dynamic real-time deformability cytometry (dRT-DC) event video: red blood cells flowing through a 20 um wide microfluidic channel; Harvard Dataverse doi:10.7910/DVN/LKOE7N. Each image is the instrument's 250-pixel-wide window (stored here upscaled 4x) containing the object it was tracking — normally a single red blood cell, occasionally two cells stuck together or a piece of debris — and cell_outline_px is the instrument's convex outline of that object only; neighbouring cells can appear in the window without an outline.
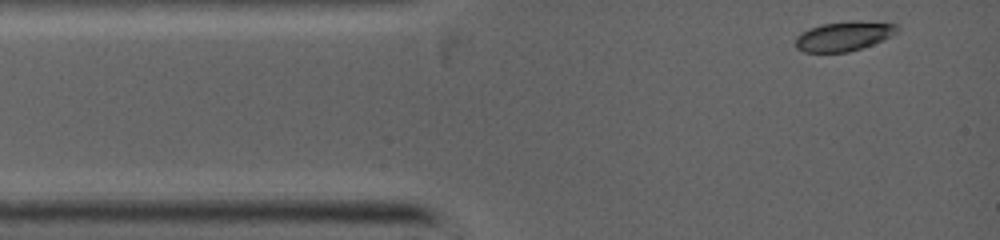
{"species": "common noctule bat (a hibernating species)", "species_latin": "Nyctalus noctula", "temperature_condition": "warm", "stored_images_in_passage": 4, "camera_frame_rate_fps": 5000, "um_per_image_px": 0.085, "animal": {"sex": "female", "body_mass_g": 19.0, "forearm_length_mm": 53.3}, "frame": {"image": 1, "passage_image": 1, "time_ms": 0.0, "image_size_px": [1000, 240], "cell_outline_px": [[900, 28], [896, 32], [872, 44], [848, 52], [804, 52], [796, 48], [796, 36], [800, 32], [808, 28], [820, 24], [852, 20], [856, 20], [896, 24]], "centroid_in_image_um": [71.66, 3.06], "position_along_channel_um": 13.3, "area_um2": 17.46}}
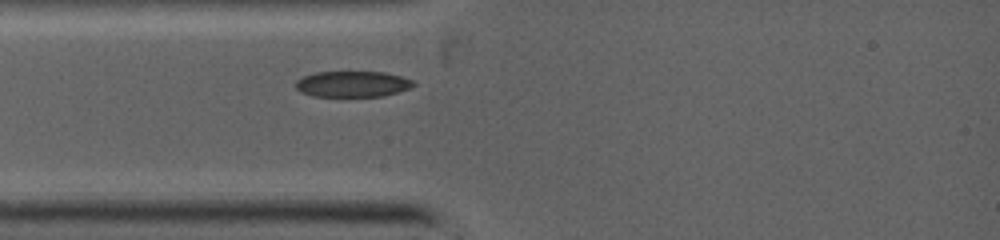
{"frame": {"image": 2, "passage_image": 4, "time_ms": 1.8, "image_size_px": [1000, 240], "cell_outline_px": [[416, 84], [408, 88], [384, 96], [312, 96], [300, 92], [296, 88], [296, 80], [304, 76], [316, 72], [384, 72], [400, 76], [412, 80]], "centroid_in_image_um": [29.93, 7.14], "position_along_channel_um": 55.1, "area_um2": 17.63}}